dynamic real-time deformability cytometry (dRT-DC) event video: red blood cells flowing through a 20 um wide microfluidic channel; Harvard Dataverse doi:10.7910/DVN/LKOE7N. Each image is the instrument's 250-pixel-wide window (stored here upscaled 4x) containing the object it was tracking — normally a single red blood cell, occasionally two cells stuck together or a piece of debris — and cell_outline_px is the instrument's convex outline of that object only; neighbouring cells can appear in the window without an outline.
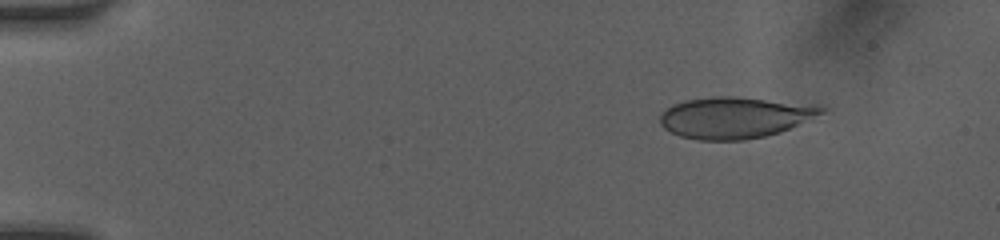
{"species": "human", "species_latin": "Homo sapiens", "temperature_condition": "room temperature", "stored_images_in_passage": 11, "camera_frame_rate_fps": 3000, "um_per_image_px": 0.085, "donor": {"sex": "female"}, "frame": {"image": 1, "passage_image": 1, "time_ms": 0.0, "image_size_px": [1000, 240], "cell_outline_px": [[824, 112], [780, 132], [764, 136], [744, 140], [700, 140], [680, 136], [664, 128], [660, 124], [660, 116], [672, 104], [684, 100], [712, 96], [732, 96], [816, 104], [824, 108]], "centroid_in_image_um": [62.44, 9.98], "position_along_channel_um": 22.6, "area_um2": 38.67}}
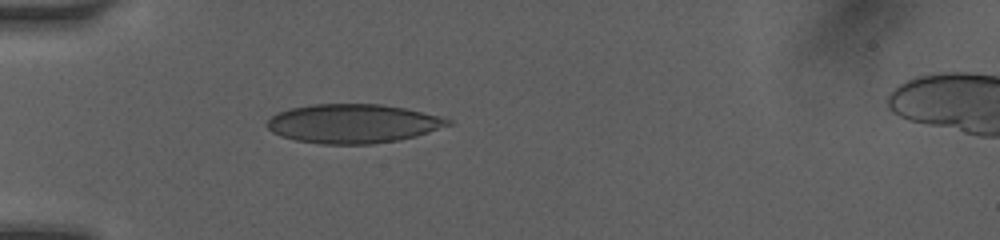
{"frame": {"image": 2, "passage_image": 8, "time_ms": 3.0, "image_size_px": [1000, 240], "cell_outline_px": [[452, 124], [416, 136], [400, 140], [372, 144], [320, 144], [296, 140], [280, 136], [272, 132], [264, 124], [272, 116], [288, 108], [312, 104], [380, 104], [404, 108], [444, 116], [452, 120]], "centroid_in_image_um": [30.01, 10.5], "position_along_channel_um": 55.0, "area_um2": 41.38}}
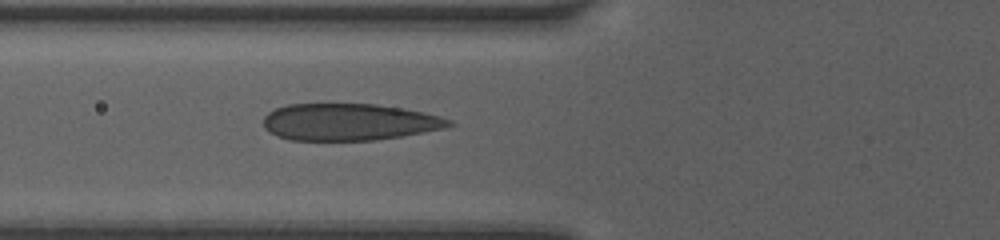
{"frame": {"image": 3, "passage_image": 11, "time_ms": 4.333, "image_size_px": [1000, 240], "cell_outline_px": [[456, 124], [444, 128], [400, 136], [376, 140], [288, 140], [276, 136], [268, 132], [264, 128], [264, 116], [268, 112], [276, 108], [288, 104], [376, 104], [404, 108], [424, 112], [440, 116], [452, 120]], "centroid_in_image_um": [29.66, 10.37], "position_along_channel_um": 96.1, "area_um2": 40.06}}